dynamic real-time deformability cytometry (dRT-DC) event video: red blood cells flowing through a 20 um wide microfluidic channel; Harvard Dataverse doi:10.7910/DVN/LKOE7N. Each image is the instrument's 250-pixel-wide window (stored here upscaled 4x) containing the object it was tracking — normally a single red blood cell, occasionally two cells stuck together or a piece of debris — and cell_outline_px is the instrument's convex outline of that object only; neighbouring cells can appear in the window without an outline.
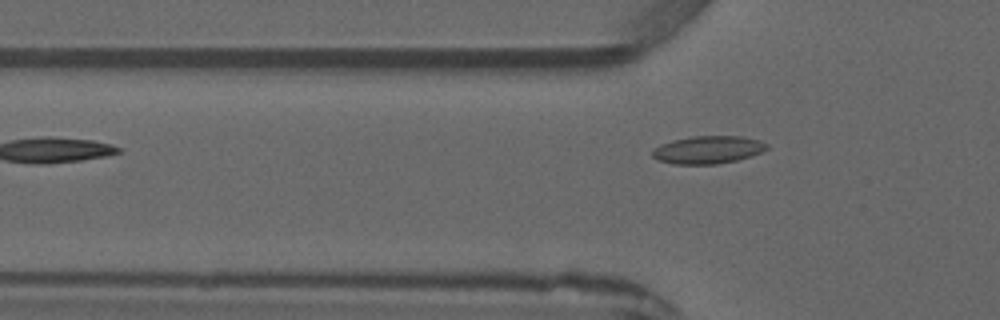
{"species": "common noctule bat (a hibernating species)", "species_latin": "Nyctalus noctula", "temperature_condition": "warm", "stored_images_in_passage": 6, "camera_frame_rate_fps": 3000, "um_per_image_px": 0.085, "animal": {"sex": "male", "forearm_length_mm": 52.5}, "frame": {"image": 1, "passage_image": 5, "time_ms": 4.667, "image_size_px": [1000, 320], "cell_outline_px": [[768, 148], [760, 152], [736, 160], [716, 164], [672, 164], [660, 160], [652, 156], [652, 148], [660, 144], [672, 140], [692, 136], [740, 136], [760, 140], [768, 144]], "centroid_in_image_um": [60.14, 12.72], "position_along_channel_um": 65.7, "area_um2": 18.44}}
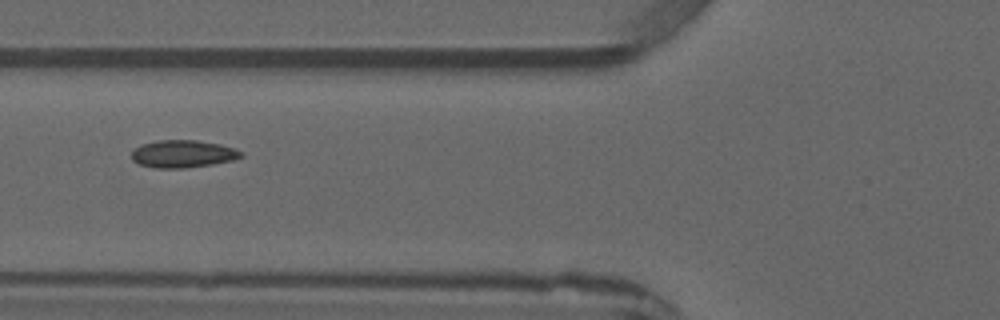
{"frame": {"image": 2, "passage_image": 6, "time_ms": 5.667, "image_size_px": [1000, 320], "cell_outline_px": [[244, 156], [232, 160], [212, 164], [188, 168], [156, 168], [140, 164], [132, 160], [132, 152], [140, 144], [160, 140], [196, 140], [220, 144], [236, 148], [244, 152]], "centroid_in_image_um": [15.58, 13.08], "position_along_channel_um": 110.2, "area_um2": 17.63}}